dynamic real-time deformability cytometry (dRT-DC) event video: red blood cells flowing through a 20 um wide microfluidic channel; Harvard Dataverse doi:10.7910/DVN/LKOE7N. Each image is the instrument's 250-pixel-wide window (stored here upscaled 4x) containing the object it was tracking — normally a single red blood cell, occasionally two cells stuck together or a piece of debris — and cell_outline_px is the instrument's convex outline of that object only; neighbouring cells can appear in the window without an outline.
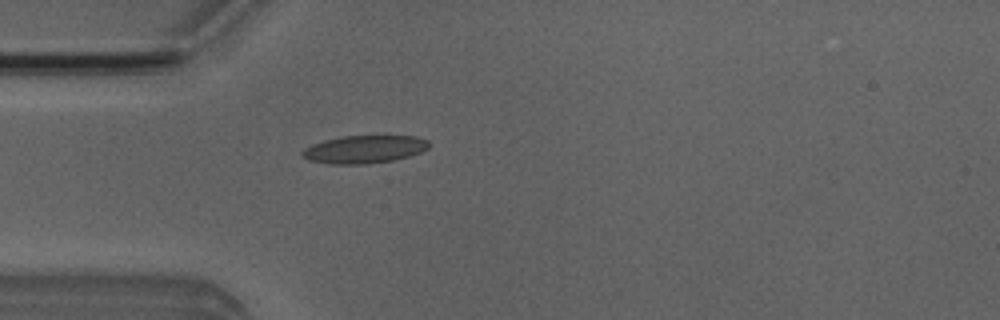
{"species": "Egyptian fruit bat (a non-hibernating species)", "species_latin": "Rousettus aegyptiacus", "temperature_condition": "room temperature", "stored_images_in_passage": 4, "camera_frame_rate_fps": 3000, "um_per_image_px": 0.085, "animal": {"sex": "male"}, "frame": {"image": 1, "passage_image": 4, "time_ms": 4.333, "image_size_px": [1000, 320], "cell_outline_px": [[428, 148], [420, 152], [408, 156], [392, 160], [368, 164], [328, 164], [308, 160], [300, 156], [300, 152], [304, 148], [312, 144], [324, 140], [340, 136], [416, 136], [428, 140]], "centroid_in_image_um": [30.9, 12.69], "position_along_channel_um": 54.1, "area_um2": 20.63}}